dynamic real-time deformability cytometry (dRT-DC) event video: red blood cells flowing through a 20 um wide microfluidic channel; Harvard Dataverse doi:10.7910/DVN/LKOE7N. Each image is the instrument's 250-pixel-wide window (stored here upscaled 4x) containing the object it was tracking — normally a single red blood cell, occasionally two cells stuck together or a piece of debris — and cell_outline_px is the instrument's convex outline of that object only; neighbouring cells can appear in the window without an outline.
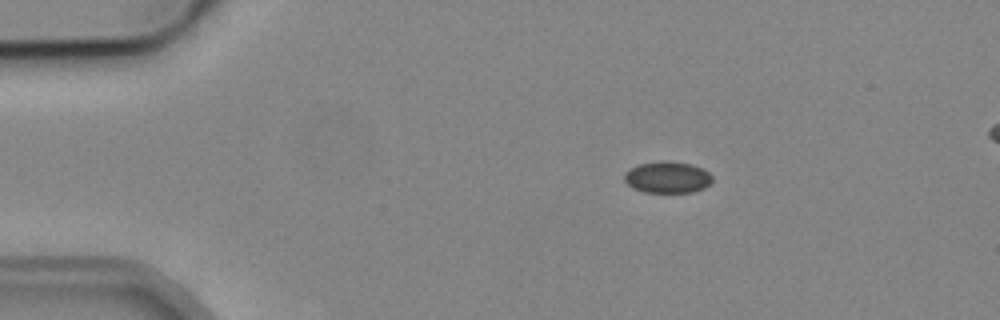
{"species": "common noctule bat (a hibernating species)", "species_latin": "Nyctalus noctula", "temperature_condition": "cold", "stored_images_in_passage": 4, "segment_of_instrument_passage": [1, 2], "camera_frame_rate_fps": 3000, "um_per_image_px": 0.085, "animal": {"sex": "male", "body_mass_g": 19.2, "forearm_length_mm": 51.8}, "frame": {"image": 1, "passage_image": 1, "time_ms": 0.0, "image_size_px": [1000, 320], "cell_outline_px": [[712, 180], [704, 188], [692, 192], [644, 192], [632, 188], [624, 180], [624, 172], [640, 164], [660, 160], [664, 160], [692, 164], [708, 172], [712, 176]], "centroid_in_image_um": [56.71, 15.06], "position_along_channel_um": 28.3, "area_um2": 16.13}}